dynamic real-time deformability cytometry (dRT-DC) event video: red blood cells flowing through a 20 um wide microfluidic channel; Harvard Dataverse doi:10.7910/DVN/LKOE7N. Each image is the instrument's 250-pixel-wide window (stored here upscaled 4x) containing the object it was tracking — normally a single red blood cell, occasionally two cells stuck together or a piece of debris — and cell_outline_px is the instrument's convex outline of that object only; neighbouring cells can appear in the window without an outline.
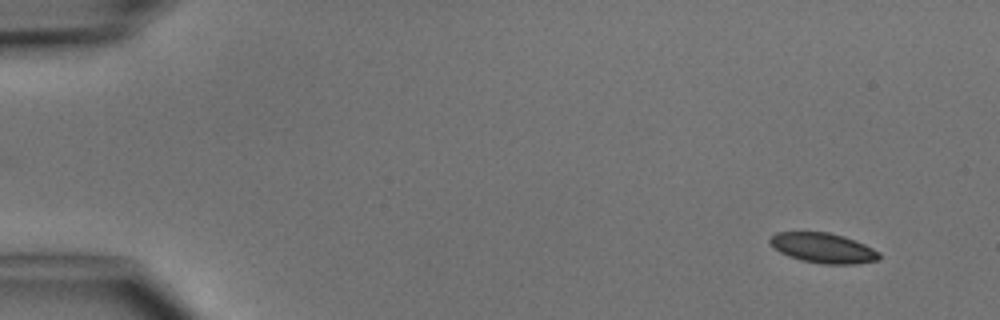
{"species": "common noctule bat (a hibernating species)", "species_latin": "Nyctalus noctula", "temperature_condition": "cold", "stored_images_in_passage": 4, "camera_frame_rate_fps": 3000, "um_per_image_px": 0.085, "animal": {"sex": "male", "body_mass_g": 15.6}, "frame": {"image": 1, "passage_image": 1, "time_ms": 0.0, "image_size_px": [1000, 320], "cell_outline_px": [[880, 260], [856, 264], [824, 264], [800, 260], [788, 256], [780, 252], [768, 240], [776, 232], [828, 232], [844, 236], [856, 240], [880, 252]], "centroid_in_image_um": [70.0, 21.08], "position_along_channel_um": 15.0, "area_um2": 19.13}}
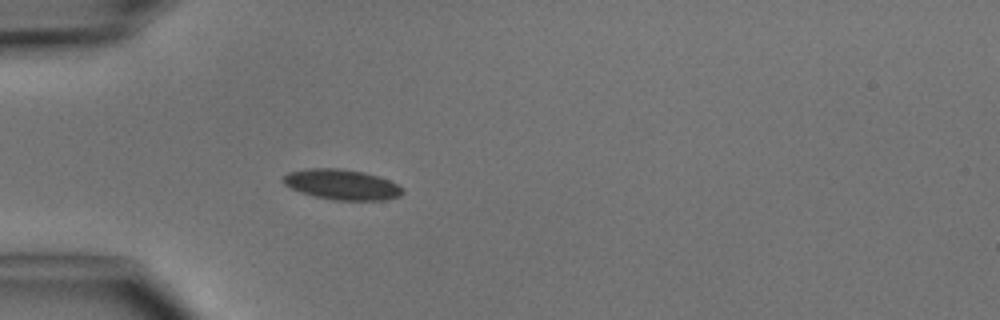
{"frame": {"image": 2, "passage_image": 4, "time_ms": 3.667, "image_size_px": [1000, 320], "cell_outline_px": [[404, 192], [400, 196], [384, 200], [332, 200], [300, 192], [284, 184], [280, 180], [280, 176], [288, 172], [308, 168], [336, 168], [364, 172], [388, 180], [404, 188]], "centroid_in_image_um": [29.01, 15.68], "position_along_channel_um": 56.0, "area_um2": 21.15}}